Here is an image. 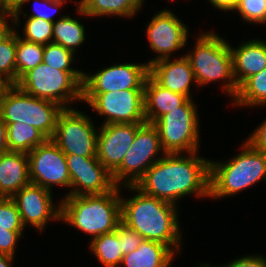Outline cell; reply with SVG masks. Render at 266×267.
<instances>
[{
    "label": "cell",
    "instance_id": "obj_1",
    "mask_svg": "<svg viewBox=\"0 0 266 267\" xmlns=\"http://www.w3.org/2000/svg\"><path fill=\"white\" fill-rule=\"evenodd\" d=\"M191 153L164 154L135 184L145 195L178 205L187 195L210 198V161Z\"/></svg>",
    "mask_w": 266,
    "mask_h": 267
},
{
    "label": "cell",
    "instance_id": "obj_2",
    "mask_svg": "<svg viewBox=\"0 0 266 267\" xmlns=\"http://www.w3.org/2000/svg\"><path fill=\"white\" fill-rule=\"evenodd\" d=\"M136 194L131 198L121 195V221L138 232L145 240L167 245L180 253L182 235L178 220V206L142 193L135 186H122Z\"/></svg>",
    "mask_w": 266,
    "mask_h": 267
},
{
    "label": "cell",
    "instance_id": "obj_3",
    "mask_svg": "<svg viewBox=\"0 0 266 267\" xmlns=\"http://www.w3.org/2000/svg\"><path fill=\"white\" fill-rule=\"evenodd\" d=\"M121 188L101 195L64 196L61 220L89 234L91 240L115 231L121 222Z\"/></svg>",
    "mask_w": 266,
    "mask_h": 267
},
{
    "label": "cell",
    "instance_id": "obj_4",
    "mask_svg": "<svg viewBox=\"0 0 266 267\" xmlns=\"http://www.w3.org/2000/svg\"><path fill=\"white\" fill-rule=\"evenodd\" d=\"M240 147L239 154L229 160L210 161V199L234 196L263 179L266 183V153L246 139Z\"/></svg>",
    "mask_w": 266,
    "mask_h": 267
},
{
    "label": "cell",
    "instance_id": "obj_5",
    "mask_svg": "<svg viewBox=\"0 0 266 267\" xmlns=\"http://www.w3.org/2000/svg\"><path fill=\"white\" fill-rule=\"evenodd\" d=\"M196 38L192 50L184 54L191 63L196 86L224 82L220 88L233 100L239 88L233 76L230 43L213 31L201 32Z\"/></svg>",
    "mask_w": 266,
    "mask_h": 267
},
{
    "label": "cell",
    "instance_id": "obj_6",
    "mask_svg": "<svg viewBox=\"0 0 266 267\" xmlns=\"http://www.w3.org/2000/svg\"><path fill=\"white\" fill-rule=\"evenodd\" d=\"M83 81L84 71L57 70L42 62L26 72L16 85L34 97L55 102L67 109L82 101Z\"/></svg>",
    "mask_w": 266,
    "mask_h": 267
},
{
    "label": "cell",
    "instance_id": "obj_7",
    "mask_svg": "<svg viewBox=\"0 0 266 267\" xmlns=\"http://www.w3.org/2000/svg\"><path fill=\"white\" fill-rule=\"evenodd\" d=\"M63 110L61 105L34 97L13 84L2 101L0 114L5 123L28 124L51 139L56 129L58 116Z\"/></svg>",
    "mask_w": 266,
    "mask_h": 267
},
{
    "label": "cell",
    "instance_id": "obj_8",
    "mask_svg": "<svg viewBox=\"0 0 266 267\" xmlns=\"http://www.w3.org/2000/svg\"><path fill=\"white\" fill-rule=\"evenodd\" d=\"M193 99L156 120L160 143L165 154L191 153L200 149L199 115Z\"/></svg>",
    "mask_w": 266,
    "mask_h": 267
},
{
    "label": "cell",
    "instance_id": "obj_9",
    "mask_svg": "<svg viewBox=\"0 0 266 267\" xmlns=\"http://www.w3.org/2000/svg\"><path fill=\"white\" fill-rule=\"evenodd\" d=\"M158 154H161V157ZM164 154L157 128L151 123H144L137 130L134 142L125 154L121 165L112 173L115 185L135 186L149 167Z\"/></svg>",
    "mask_w": 266,
    "mask_h": 267
},
{
    "label": "cell",
    "instance_id": "obj_10",
    "mask_svg": "<svg viewBox=\"0 0 266 267\" xmlns=\"http://www.w3.org/2000/svg\"><path fill=\"white\" fill-rule=\"evenodd\" d=\"M85 114L77 108H67L59 114L51 140L64 154L96 157L98 130Z\"/></svg>",
    "mask_w": 266,
    "mask_h": 267
},
{
    "label": "cell",
    "instance_id": "obj_11",
    "mask_svg": "<svg viewBox=\"0 0 266 267\" xmlns=\"http://www.w3.org/2000/svg\"><path fill=\"white\" fill-rule=\"evenodd\" d=\"M82 101L98 115L104 124L146 123L144 89H127L108 93H82Z\"/></svg>",
    "mask_w": 266,
    "mask_h": 267
},
{
    "label": "cell",
    "instance_id": "obj_12",
    "mask_svg": "<svg viewBox=\"0 0 266 267\" xmlns=\"http://www.w3.org/2000/svg\"><path fill=\"white\" fill-rule=\"evenodd\" d=\"M182 23L171 9H163L154 14L146 27L149 48L156 57L150 59L147 65L172 58L173 54L184 48L188 42L189 29Z\"/></svg>",
    "mask_w": 266,
    "mask_h": 267
},
{
    "label": "cell",
    "instance_id": "obj_13",
    "mask_svg": "<svg viewBox=\"0 0 266 267\" xmlns=\"http://www.w3.org/2000/svg\"><path fill=\"white\" fill-rule=\"evenodd\" d=\"M70 174V189L64 196L101 195L112 191L116 185L112 173L97 157L65 154Z\"/></svg>",
    "mask_w": 266,
    "mask_h": 267
},
{
    "label": "cell",
    "instance_id": "obj_14",
    "mask_svg": "<svg viewBox=\"0 0 266 267\" xmlns=\"http://www.w3.org/2000/svg\"><path fill=\"white\" fill-rule=\"evenodd\" d=\"M149 75L147 63H123L99 69L94 74L84 72L82 93H108L127 89H144Z\"/></svg>",
    "mask_w": 266,
    "mask_h": 267
},
{
    "label": "cell",
    "instance_id": "obj_15",
    "mask_svg": "<svg viewBox=\"0 0 266 267\" xmlns=\"http://www.w3.org/2000/svg\"><path fill=\"white\" fill-rule=\"evenodd\" d=\"M28 157L31 183L50 191L55 185L70 188L65 154L51 139L30 151Z\"/></svg>",
    "mask_w": 266,
    "mask_h": 267
},
{
    "label": "cell",
    "instance_id": "obj_16",
    "mask_svg": "<svg viewBox=\"0 0 266 267\" xmlns=\"http://www.w3.org/2000/svg\"><path fill=\"white\" fill-rule=\"evenodd\" d=\"M52 195L50 190L30 182L11 197L25 228L28 224L42 233L50 220L61 222V202L55 206Z\"/></svg>",
    "mask_w": 266,
    "mask_h": 267
},
{
    "label": "cell",
    "instance_id": "obj_17",
    "mask_svg": "<svg viewBox=\"0 0 266 267\" xmlns=\"http://www.w3.org/2000/svg\"><path fill=\"white\" fill-rule=\"evenodd\" d=\"M144 123L100 125L97 139L98 160L113 173L122 163L134 142L137 130Z\"/></svg>",
    "mask_w": 266,
    "mask_h": 267
},
{
    "label": "cell",
    "instance_id": "obj_18",
    "mask_svg": "<svg viewBox=\"0 0 266 267\" xmlns=\"http://www.w3.org/2000/svg\"><path fill=\"white\" fill-rule=\"evenodd\" d=\"M149 75L163 88L192 99L191 83L196 85L194 72L185 55L162 59L149 66Z\"/></svg>",
    "mask_w": 266,
    "mask_h": 267
},
{
    "label": "cell",
    "instance_id": "obj_19",
    "mask_svg": "<svg viewBox=\"0 0 266 267\" xmlns=\"http://www.w3.org/2000/svg\"><path fill=\"white\" fill-rule=\"evenodd\" d=\"M233 76L238 88L251 76L266 68V41L249 39L239 46L230 44Z\"/></svg>",
    "mask_w": 266,
    "mask_h": 267
},
{
    "label": "cell",
    "instance_id": "obj_20",
    "mask_svg": "<svg viewBox=\"0 0 266 267\" xmlns=\"http://www.w3.org/2000/svg\"><path fill=\"white\" fill-rule=\"evenodd\" d=\"M30 182L27 153L8 151L0 155V197H12Z\"/></svg>",
    "mask_w": 266,
    "mask_h": 267
},
{
    "label": "cell",
    "instance_id": "obj_21",
    "mask_svg": "<svg viewBox=\"0 0 266 267\" xmlns=\"http://www.w3.org/2000/svg\"><path fill=\"white\" fill-rule=\"evenodd\" d=\"M188 98L159 85L150 75L144 83L146 123L153 124L164 114L179 108Z\"/></svg>",
    "mask_w": 266,
    "mask_h": 267
},
{
    "label": "cell",
    "instance_id": "obj_22",
    "mask_svg": "<svg viewBox=\"0 0 266 267\" xmlns=\"http://www.w3.org/2000/svg\"><path fill=\"white\" fill-rule=\"evenodd\" d=\"M175 256L167 245L144 240L137 249L123 256L120 267H170Z\"/></svg>",
    "mask_w": 266,
    "mask_h": 267
},
{
    "label": "cell",
    "instance_id": "obj_23",
    "mask_svg": "<svg viewBox=\"0 0 266 267\" xmlns=\"http://www.w3.org/2000/svg\"><path fill=\"white\" fill-rule=\"evenodd\" d=\"M143 3L144 0H79L76 12L91 18L118 16L130 19L140 11Z\"/></svg>",
    "mask_w": 266,
    "mask_h": 267
},
{
    "label": "cell",
    "instance_id": "obj_24",
    "mask_svg": "<svg viewBox=\"0 0 266 267\" xmlns=\"http://www.w3.org/2000/svg\"><path fill=\"white\" fill-rule=\"evenodd\" d=\"M9 151L29 153L48 138L37 128L25 123H6Z\"/></svg>",
    "mask_w": 266,
    "mask_h": 267
},
{
    "label": "cell",
    "instance_id": "obj_25",
    "mask_svg": "<svg viewBox=\"0 0 266 267\" xmlns=\"http://www.w3.org/2000/svg\"><path fill=\"white\" fill-rule=\"evenodd\" d=\"M52 32V42L60 44L75 54L86 39L84 25L70 15L63 14L58 20L56 19Z\"/></svg>",
    "mask_w": 266,
    "mask_h": 267
},
{
    "label": "cell",
    "instance_id": "obj_26",
    "mask_svg": "<svg viewBox=\"0 0 266 267\" xmlns=\"http://www.w3.org/2000/svg\"><path fill=\"white\" fill-rule=\"evenodd\" d=\"M89 245L90 251L104 267H120L124 255L119 243L118 227L111 233L92 239Z\"/></svg>",
    "mask_w": 266,
    "mask_h": 267
},
{
    "label": "cell",
    "instance_id": "obj_27",
    "mask_svg": "<svg viewBox=\"0 0 266 267\" xmlns=\"http://www.w3.org/2000/svg\"><path fill=\"white\" fill-rule=\"evenodd\" d=\"M233 106H266V68L249 77L238 89L236 97L231 100Z\"/></svg>",
    "mask_w": 266,
    "mask_h": 267
},
{
    "label": "cell",
    "instance_id": "obj_28",
    "mask_svg": "<svg viewBox=\"0 0 266 267\" xmlns=\"http://www.w3.org/2000/svg\"><path fill=\"white\" fill-rule=\"evenodd\" d=\"M44 45L26 41L17 32L16 83L29 70L43 62Z\"/></svg>",
    "mask_w": 266,
    "mask_h": 267
},
{
    "label": "cell",
    "instance_id": "obj_29",
    "mask_svg": "<svg viewBox=\"0 0 266 267\" xmlns=\"http://www.w3.org/2000/svg\"><path fill=\"white\" fill-rule=\"evenodd\" d=\"M29 1L32 0H25V2L15 11H13L14 16V26L15 29L20 27V14L27 16L26 11L24 12L22 10L23 6L28 4ZM33 12L31 11V14H28V17H35L44 19L46 21L54 23L56 20H54V14L58 11L62 5L66 4V0H33Z\"/></svg>",
    "mask_w": 266,
    "mask_h": 267
},
{
    "label": "cell",
    "instance_id": "obj_30",
    "mask_svg": "<svg viewBox=\"0 0 266 267\" xmlns=\"http://www.w3.org/2000/svg\"><path fill=\"white\" fill-rule=\"evenodd\" d=\"M75 53L61 46L60 44L51 42L44 45L43 63L52 68L62 71H82L71 66L74 63Z\"/></svg>",
    "mask_w": 266,
    "mask_h": 267
},
{
    "label": "cell",
    "instance_id": "obj_31",
    "mask_svg": "<svg viewBox=\"0 0 266 267\" xmlns=\"http://www.w3.org/2000/svg\"><path fill=\"white\" fill-rule=\"evenodd\" d=\"M17 30L0 43V76L16 84Z\"/></svg>",
    "mask_w": 266,
    "mask_h": 267
},
{
    "label": "cell",
    "instance_id": "obj_32",
    "mask_svg": "<svg viewBox=\"0 0 266 267\" xmlns=\"http://www.w3.org/2000/svg\"><path fill=\"white\" fill-rule=\"evenodd\" d=\"M23 28L24 36H20V38L26 41L42 45H46L52 42V22L40 18L27 17Z\"/></svg>",
    "mask_w": 266,
    "mask_h": 267
},
{
    "label": "cell",
    "instance_id": "obj_33",
    "mask_svg": "<svg viewBox=\"0 0 266 267\" xmlns=\"http://www.w3.org/2000/svg\"><path fill=\"white\" fill-rule=\"evenodd\" d=\"M235 10L243 22L266 24V0H240Z\"/></svg>",
    "mask_w": 266,
    "mask_h": 267
},
{
    "label": "cell",
    "instance_id": "obj_34",
    "mask_svg": "<svg viewBox=\"0 0 266 267\" xmlns=\"http://www.w3.org/2000/svg\"><path fill=\"white\" fill-rule=\"evenodd\" d=\"M0 227L10 231L25 229L18 208L11 197H0Z\"/></svg>",
    "mask_w": 266,
    "mask_h": 267
},
{
    "label": "cell",
    "instance_id": "obj_35",
    "mask_svg": "<svg viewBox=\"0 0 266 267\" xmlns=\"http://www.w3.org/2000/svg\"><path fill=\"white\" fill-rule=\"evenodd\" d=\"M118 236L123 255L137 249L145 240L138 232L128 227L122 221L118 224Z\"/></svg>",
    "mask_w": 266,
    "mask_h": 267
},
{
    "label": "cell",
    "instance_id": "obj_36",
    "mask_svg": "<svg viewBox=\"0 0 266 267\" xmlns=\"http://www.w3.org/2000/svg\"><path fill=\"white\" fill-rule=\"evenodd\" d=\"M23 236V231H10L0 227V254L15 256L18 240Z\"/></svg>",
    "mask_w": 266,
    "mask_h": 267
},
{
    "label": "cell",
    "instance_id": "obj_37",
    "mask_svg": "<svg viewBox=\"0 0 266 267\" xmlns=\"http://www.w3.org/2000/svg\"><path fill=\"white\" fill-rule=\"evenodd\" d=\"M203 267H212L211 264L203 263ZM214 267V266H213ZM216 267H266V257L261 256L260 254L256 255H247L242 256L241 258H236L235 260L230 261L227 264H222V266Z\"/></svg>",
    "mask_w": 266,
    "mask_h": 267
},
{
    "label": "cell",
    "instance_id": "obj_38",
    "mask_svg": "<svg viewBox=\"0 0 266 267\" xmlns=\"http://www.w3.org/2000/svg\"><path fill=\"white\" fill-rule=\"evenodd\" d=\"M246 139L255 149L266 153V119Z\"/></svg>",
    "mask_w": 266,
    "mask_h": 267
},
{
    "label": "cell",
    "instance_id": "obj_39",
    "mask_svg": "<svg viewBox=\"0 0 266 267\" xmlns=\"http://www.w3.org/2000/svg\"><path fill=\"white\" fill-rule=\"evenodd\" d=\"M10 18V22H12V25L8 23V19ZM15 31L14 26V16L12 12H7L0 15V43L5 41L13 32Z\"/></svg>",
    "mask_w": 266,
    "mask_h": 267
},
{
    "label": "cell",
    "instance_id": "obj_40",
    "mask_svg": "<svg viewBox=\"0 0 266 267\" xmlns=\"http://www.w3.org/2000/svg\"><path fill=\"white\" fill-rule=\"evenodd\" d=\"M219 11H232L236 8L240 0H208Z\"/></svg>",
    "mask_w": 266,
    "mask_h": 267
},
{
    "label": "cell",
    "instance_id": "obj_41",
    "mask_svg": "<svg viewBox=\"0 0 266 267\" xmlns=\"http://www.w3.org/2000/svg\"><path fill=\"white\" fill-rule=\"evenodd\" d=\"M7 125L0 114V155L8 152Z\"/></svg>",
    "mask_w": 266,
    "mask_h": 267
},
{
    "label": "cell",
    "instance_id": "obj_42",
    "mask_svg": "<svg viewBox=\"0 0 266 267\" xmlns=\"http://www.w3.org/2000/svg\"><path fill=\"white\" fill-rule=\"evenodd\" d=\"M13 86V83L10 82L5 77L0 76V108L2 101L7 93V91Z\"/></svg>",
    "mask_w": 266,
    "mask_h": 267
},
{
    "label": "cell",
    "instance_id": "obj_43",
    "mask_svg": "<svg viewBox=\"0 0 266 267\" xmlns=\"http://www.w3.org/2000/svg\"><path fill=\"white\" fill-rule=\"evenodd\" d=\"M1 2L8 12H13L17 10L25 2V0H1Z\"/></svg>",
    "mask_w": 266,
    "mask_h": 267
},
{
    "label": "cell",
    "instance_id": "obj_44",
    "mask_svg": "<svg viewBox=\"0 0 266 267\" xmlns=\"http://www.w3.org/2000/svg\"><path fill=\"white\" fill-rule=\"evenodd\" d=\"M15 257L7 255V254H0V267H12V263L14 262Z\"/></svg>",
    "mask_w": 266,
    "mask_h": 267
},
{
    "label": "cell",
    "instance_id": "obj_45",
    "mask_svg": "<svg viewBox=\"0 0 266 267\" xmlns=\"http://www.w3.org/2000/svg\"><path fill=\"white\" fill-rule=\"evenodd\" d=\"M8 11L3 7V5H2V2H1V0H0V15L1 14H4V13H7Z\"/></svg>",
    "mask_w": 266,
    "mask_h": 267
}]
</instances>
